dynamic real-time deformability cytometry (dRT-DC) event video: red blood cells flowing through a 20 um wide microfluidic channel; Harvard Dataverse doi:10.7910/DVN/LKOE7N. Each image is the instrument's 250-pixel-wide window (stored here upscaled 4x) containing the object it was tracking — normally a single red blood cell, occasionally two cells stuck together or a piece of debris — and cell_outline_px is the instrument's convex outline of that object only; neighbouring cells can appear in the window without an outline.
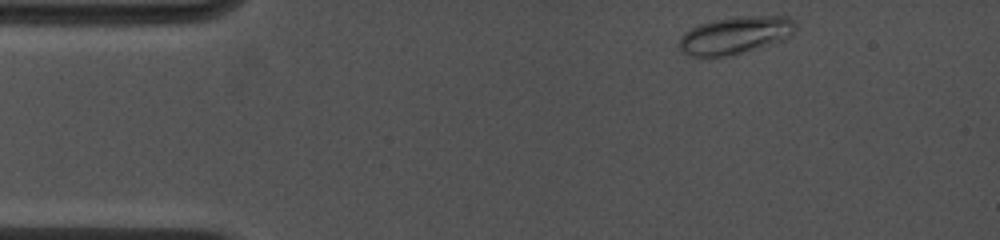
{"species": "common noctule bat (a hibernating species)", "species_latin": "Nyctalus noctula", "temperature_condition": "cold", "stored_images_in_passage": 19, "camera_frame_rate_fps": 4500, "um_per_image_px": 0.085, "animal": {"sex": "female", "body_mass_g": 19.0, "forearm_length_mm": 53.3}, "frame": {"image": 1, "passage_image": 1, "time_ms": 0.0, "image_size_px": [1000, 240], "cell_outline_px": [[796, 28], [784, 40], [772, 44], [724, 56], [688, 56], [680, 52], [676, 44], [680, 36], [684, 32], [700, 24], [712, 20], [740, 16], [788, 16], [796, 24]], "centroid_in_image_um": [62.43, 2.99], "position_along_channel_um": 22.6, "area_um2": 25.37}}
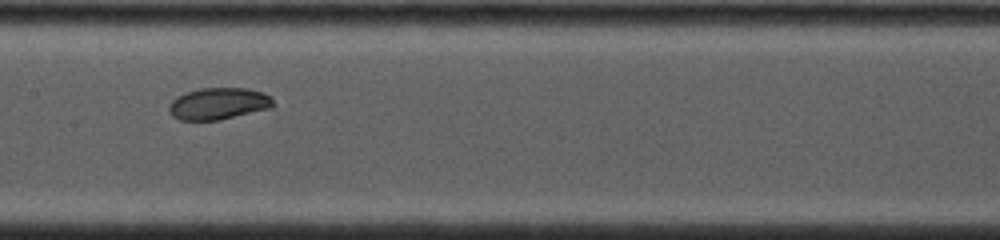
{"frame": {"image": 2, "passage_image": 13, "time_ms": 6.0, "image_size_px": [1000, 240], "cell_outline_px": [[272, 108], [220, 120], [180, 120], [172, 116], [168, 108], [168, 104], [176, 96], [200, 88], [248, 88], [264, 92], [272, 96]], "centroid_in_image_um": [18.58, 8.81], "position_along_channel_um": 188.8, "area_um2": 19.48}}
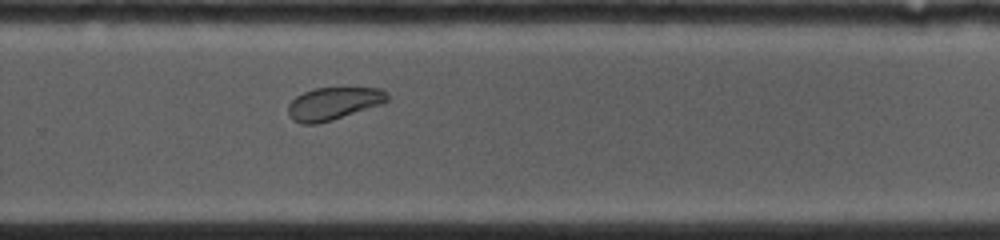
{"frame": {"image": 3, "passage_image": 19, "time_ms": 8.889, "image_size_px": [1000, 240], "cell_outline_px": [[388, 100], [384, 104], [332, 120], [316, 124], [300, 124], [292, 120], [288, 116], [288, 104], [296, 96], [304, 92], [316, 88], [380, 88], [388, 92]], "centroid_in_image_um": [28.35, 8.81], "position_along_channel_um": 301.5, "area_um2": 19.02}}